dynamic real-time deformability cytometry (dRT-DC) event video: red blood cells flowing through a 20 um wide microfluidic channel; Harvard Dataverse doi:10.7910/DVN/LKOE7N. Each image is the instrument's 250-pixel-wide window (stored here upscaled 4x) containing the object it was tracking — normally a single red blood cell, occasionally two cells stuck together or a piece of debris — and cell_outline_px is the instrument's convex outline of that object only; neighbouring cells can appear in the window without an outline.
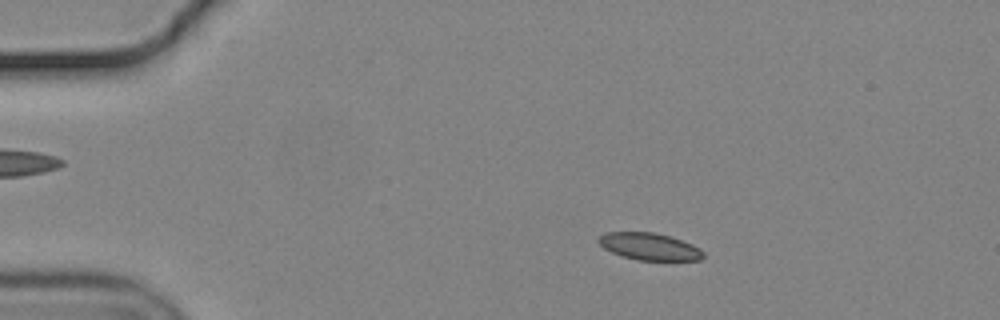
{"species": "common noctule bat (a hibernating species)", "species_latin": "Nyctalus noctula", "temperature_condition": "cold", "stored_images_in_passage": 57, "camera_frame_rate_fps": 3000, "um_per_image_px": 0.085, "animal": {"sex": "male", "body_mass_g": 19.2, "forearm_length_mm": 51.8}, "frame": {"image": 1, "passage_image": 11, "time_ms": 3.333, "image_size_px": [1000, 320], "cell_outline_px": [[704, 256], [700, 260], [636, 260], [612, 252], [604, 248], [596, 240], [604, 232], [652, 232], [668, 236], [692, 244], [700, 248], [704, 252]], "centroid_in_image_um": [55.19, 20.95], "position_along_channel_um": 29.8, "area_um2": 16.42}}
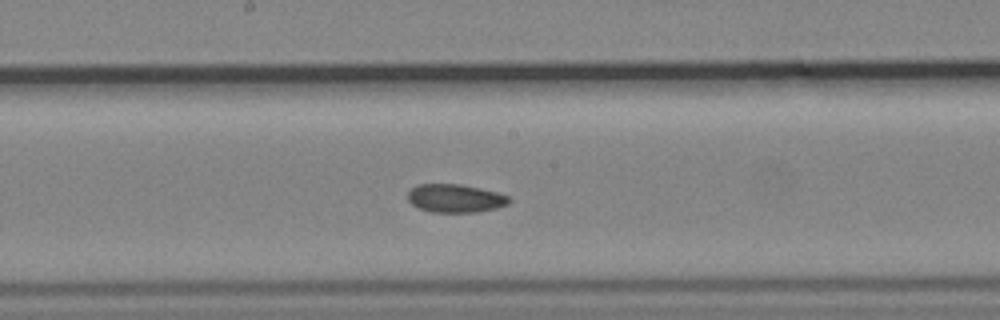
{"frame": {"image": 2, "passage_image": 31, "time_ms": 10.0, "image_size_px": [1000, 320], "cell_outline_px": [[512, 200], [508, 204], [496, 208], [476, 212], [432, 212], [420, 208], [412, 204], [408, 200], [408, 192], [416, 184], [460, 184], [480, 188], [496, 192], [508, 196]], "centroid_in_image_um": [38.7, 16.85], "position_along_channel_um": 209.5, "area_um2": 16.65}}
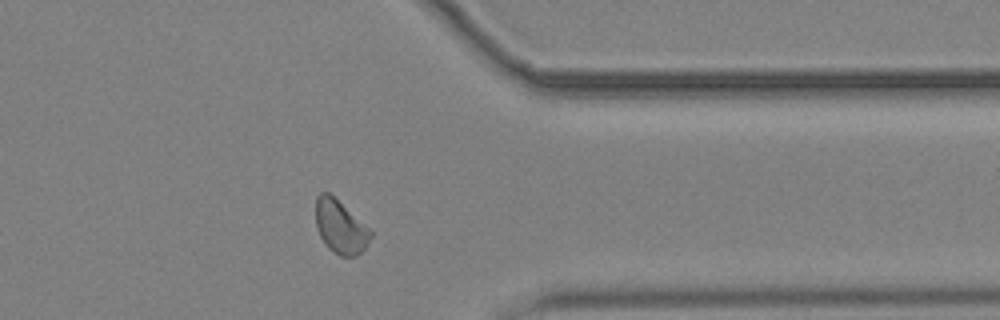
{"frame": {"image": 3, "passage_image": 46, "time_ms": 15.0, "image_size_px": [1000, 320], "cell_outline_px": [[372, 236], [364, 248], [356, 256], [340, 256], [332, 252], [324, 244], [316, 228], [316, 196], [320, 192], [328, 192], [368, 228], [372, 232]], "centroid_in_image_um": [28.89, 19.3], "position_along_channel_um": 382.5, "area_um2": 16.76}, "authors_computed_cell_mechanics": {"area_um2": 17.1088, "velocity_mm_per_s": 3.6378, "shape_relaxation_time_tau1_ms": null, "shape_relaxation_time_tau2_ms": 3.5063, "deformation_change_tau1": null, "deformation_change_tau2": 0.0778}}